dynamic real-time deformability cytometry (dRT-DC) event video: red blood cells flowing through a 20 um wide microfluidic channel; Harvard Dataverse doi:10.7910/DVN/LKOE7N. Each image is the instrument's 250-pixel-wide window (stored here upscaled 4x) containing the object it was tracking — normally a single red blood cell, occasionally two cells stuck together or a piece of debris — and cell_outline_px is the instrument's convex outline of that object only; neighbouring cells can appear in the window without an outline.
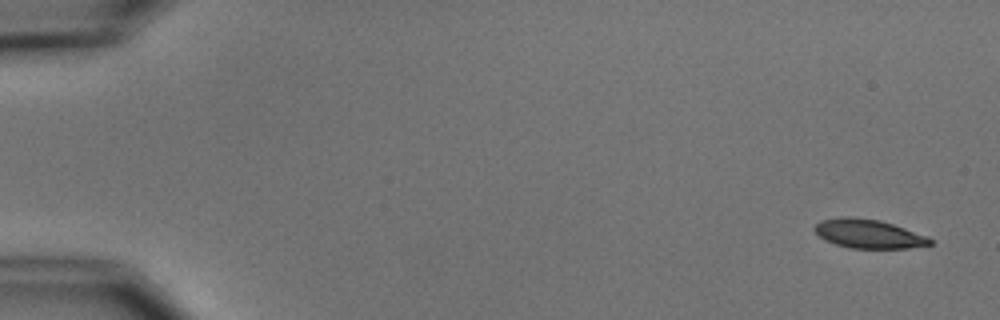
{"species": "common noctule bat (a hibernating species)", "species_latin": "Nyctalus noctula", "temperature_condition": "cold", "stored_images_in_passage": 6, "camera_frame_rate_fps": 3000, "um_per_image_px": 0.085, "animal": {"sex": "male", "body_mass_g": 15.6}, "frame": {"image": 1, "passage_image": 1, "time_ms": 0.0, "image_size_px": [1000, 320], "cell_outline_px": [[932, 244], [908, 248], [848, 248], [824, 240], [812, 228], [820, 220], [840, 216], [848, 216], [880, 220], [928, 236], [932, 240]], "centroid_in_image_um": [73.79, 19.86], "position_along_channel_um": 11.2, "area_um2": 19.48}}
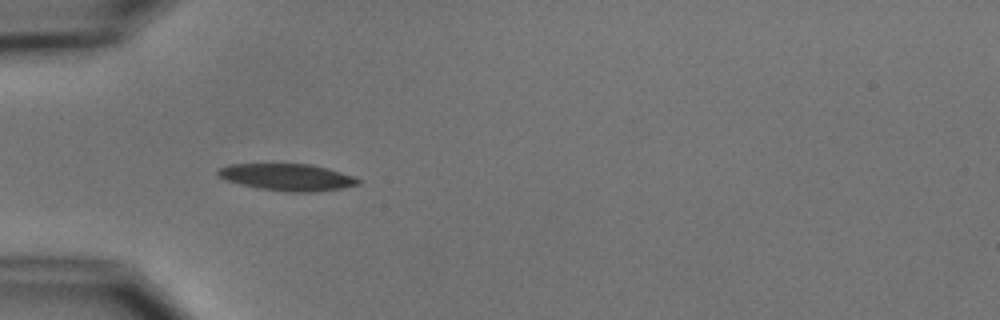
{"frame": {"image": 2, "passage_image": 5, "time_ms": 5.0, "image_size_px": [1000, 320], "cell_outline_px": [[360, 184], [344, 188], [312, 192], [288, 192], [260, 188], [240, 184], [228, 180], [220, 176], [216, 172], [216, 168], [228, 164], [312, 164], [328, 168], [352, 176], [360, 180]], "centroid_in_image_um": [24.42, 15.05], "position_along_channel_um": 60.6, "area_um2": 21.91}}